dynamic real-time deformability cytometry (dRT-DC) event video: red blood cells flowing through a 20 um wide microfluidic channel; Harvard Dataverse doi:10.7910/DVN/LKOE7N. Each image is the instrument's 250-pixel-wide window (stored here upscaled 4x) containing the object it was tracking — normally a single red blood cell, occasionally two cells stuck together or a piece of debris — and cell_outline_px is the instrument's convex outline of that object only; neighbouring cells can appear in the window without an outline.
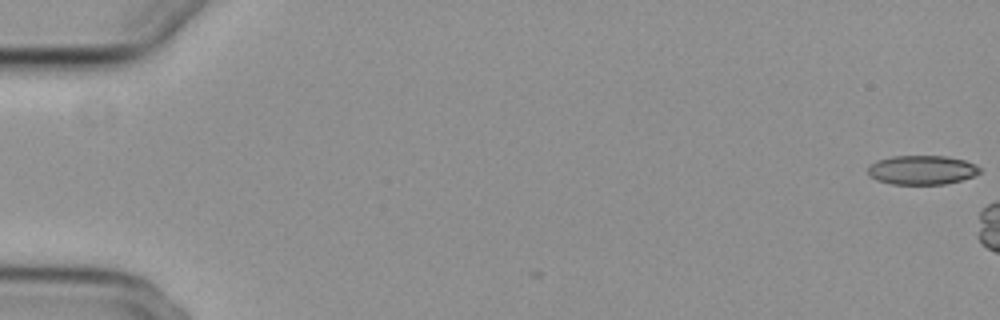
{"species": "common noctule bat (a hibernating species)", "species_latin": "Nyctalus noctula", "temperature_condition": "cold", "stored_images_in_passage": 6, "camera_frame_rate_fps": 3000, "um_per_image_px": 0.085, "animal": {"sex": "female", "body_mass_g": 29.2, "forearm_length_mm": 56.3}, "frame": {"image": 1, "passage_image": 1, "time_ms": 0.0, "image_size_px": [1000, 320], "cell_outline_px": [[980, 172], [972, 176], [960, 180], [944, 184], [892, 184], [876, 180], [868, 176], [868, 168], [876, 160], [892, 156], [944, 156], [964, 160], [976, 164], [980, 168]], "centroid_in_image_um": [78.33, 14.44], "position_along_channel_um": 6.7, "area_um2": 18.96}}